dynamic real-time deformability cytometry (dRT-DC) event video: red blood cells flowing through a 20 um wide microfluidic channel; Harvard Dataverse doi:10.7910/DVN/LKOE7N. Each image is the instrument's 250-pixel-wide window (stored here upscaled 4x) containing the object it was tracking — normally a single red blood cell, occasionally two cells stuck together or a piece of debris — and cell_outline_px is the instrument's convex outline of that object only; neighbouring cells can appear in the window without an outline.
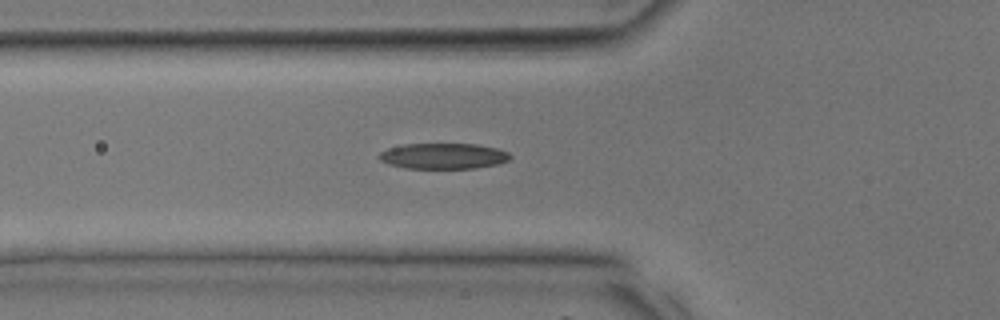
{"species": "common noctule bat (a hibernating species)", "species_latin": "Nyctalus noctula", "temperature_condition": "room temperature", "stored_images_in_passage": 30, "camera_frame_rate_fps": 3000, "um_per_image_px": 0.085, "animal": {"sex": "male", "body_mass_g": 17.9, "forearm_length_mm": 54.2}, "frame": {"image": 1, "passage_image": 10, "time_ms": 3.0, "image_size_px": [1000, 320], "cell_outline_px": [[512, 156], [508, 160], [496, 164], [472, 168], [404, 168], [388, 164], [380, 160], [376, 156], [380, 152], [388, 148], [404, 144], [476, 144], [496, 148], [508, 152]], "centroid_in_image_um": [37.64, 13.26], "position_along_channel_um": 88.2, "area_um2": 19.59}}
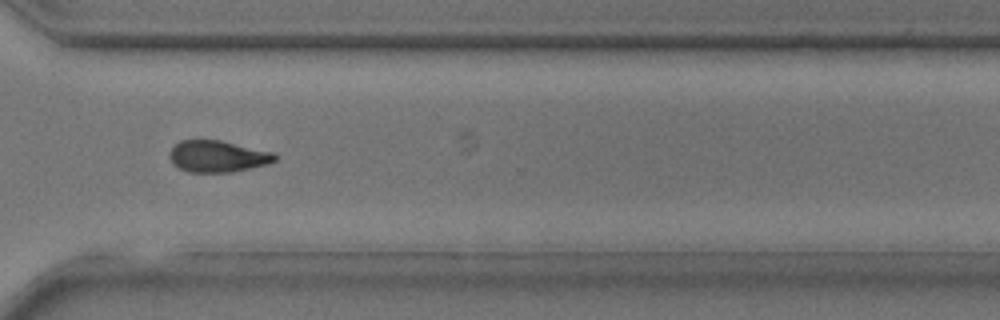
{"frame": {"image": 2, "passage_image": 24, "time_ms": 7.667, "image_size_px": [1000, 320], "cell_outline_px": [[276, 160], [268, 164], [232, 172], [188, 172], [172, 164], [168, 156], [168, 152], [180, 140], [220, 140], [272, 152], [276, 156]], "centroid_in_image_um": [18.46, 13.29], "position_along_channel_um": 352.1, "area_um2": 19.36}}
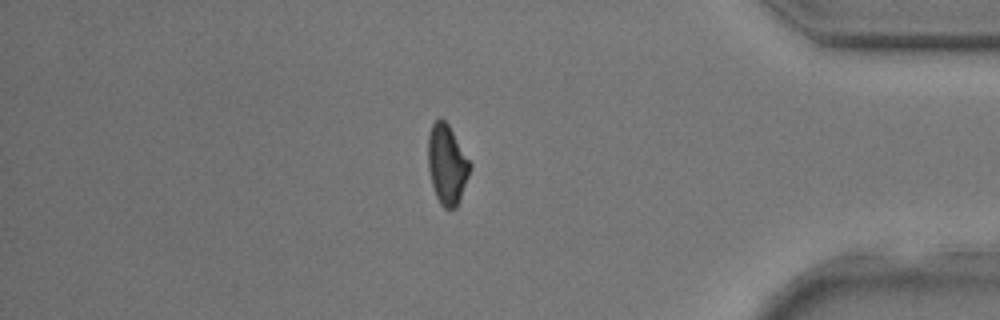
{"frame": {"image": 3, "passage_image": 28, "time_ms": 9.0, "image_size_px": [1000, 320], "cell_outline_px": [[472, 168], [456, 208], [444, 208], [440, 204], [436, 196], [432, 184], [428, 168], [428, 136], [432, 124], [440, 116], [448, 124], [472, 164]], "centroid_in_image_um": [38.0, 13.97], "position_along_channel_um": 397.2, "area_um2": 19.48}}